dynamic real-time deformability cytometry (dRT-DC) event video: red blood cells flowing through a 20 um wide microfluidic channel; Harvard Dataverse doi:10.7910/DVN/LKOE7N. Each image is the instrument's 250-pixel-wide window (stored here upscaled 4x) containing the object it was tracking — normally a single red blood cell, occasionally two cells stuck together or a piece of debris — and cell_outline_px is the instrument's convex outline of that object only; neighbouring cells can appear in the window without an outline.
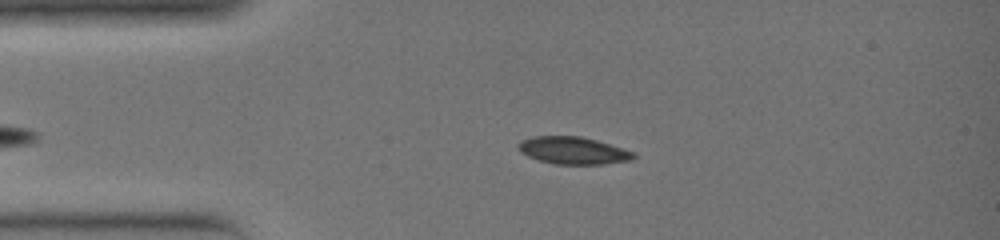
{"species": "common noctule bat (a hibernating species)", "species_latin": "Nyctalus noctula", "temperature_condition": "warm", "stored_images_in_passage": 30, "camera_frame_rate_fps": 3000, "um_per_image_px": 0.085, "animal": {"sex": "female", "body_mass_g": 19.0, "forearm_length_mm": 51.5}, "frame": {"image": 1, "passage_image": 3, "time_ms": 0.667, "image_size_px": [1000, 240], "cell_outline_px": [[636, 156], [628, 160], [600, 164], [556, 164], [540, 160], [528, 156], [520, 152], [516, 144], [520, 140], [532, 136], [580, 136], [596, 140], [636, 152]], "centroid_in_image_um": [48.67, 12.78], "position_along_channel_um": 36.3, "area_um2": 18.26}}
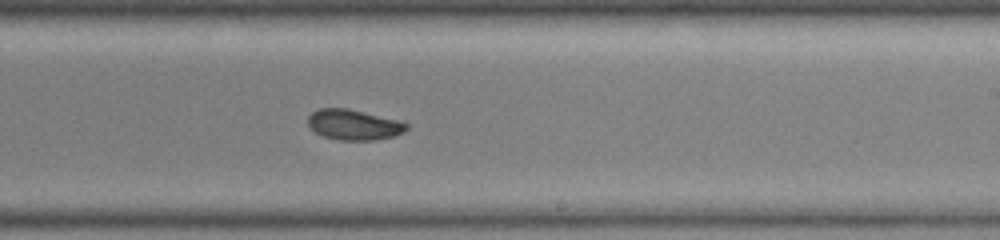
{"frame": {"image": 2, "passage_image": 17, "time_ms": 5.333, "image_size_px": [1000, 240], "cell_outline_px": [[408, 128], [404, 132], [392, 136], [376, 140], [340, 140], [324, 136], [316, 132], [308, 124], [308, 116], [312, 112], [320, 108], [348, 108], [400, 120], [408, 124]], "centroid_in_image_um": [30.09, 10.59], "position_along_channel_um": 258.9, "area_um2": 17.46}}
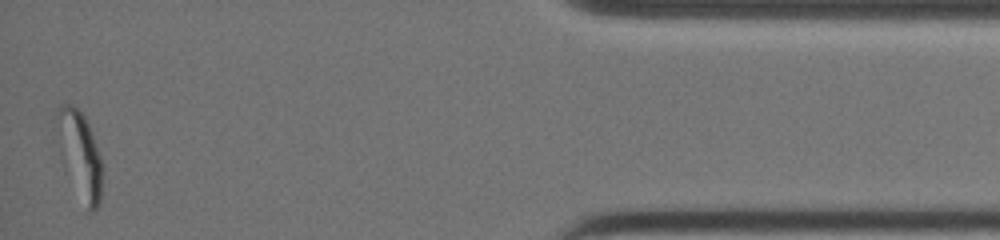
{"frame": {"image": 3, "passage_image": 30, "time_ms": 9.667, "image_size_px": [1000, 240], "cell_outline_px": [[104, 168], [100, 204], [92, 212], [88, 208], [56, 116], [56, 108], [60, 104], [72, 104], [84, 116], [92, 132], [104, 164]], "centroid_in_image_um": [7.01, 12.99], "position_along_channel_um": 428.2, "area_um2": 19.31}}